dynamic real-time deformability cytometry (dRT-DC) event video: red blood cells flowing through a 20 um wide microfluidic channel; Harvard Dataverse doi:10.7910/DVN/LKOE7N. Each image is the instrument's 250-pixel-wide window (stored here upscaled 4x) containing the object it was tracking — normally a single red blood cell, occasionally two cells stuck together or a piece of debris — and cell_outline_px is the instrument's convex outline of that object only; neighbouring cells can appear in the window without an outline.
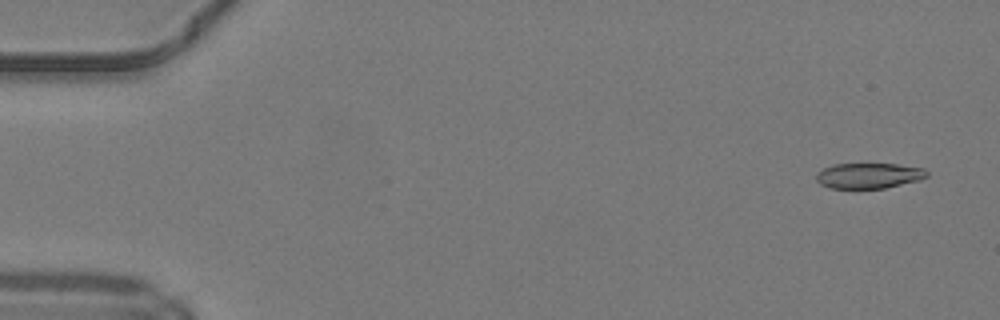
{"species": "common noctule bat (a hibernating species)", "species_latin": "Nyctalus noctula", "temperature_condition": "warm", "stored_images_in_passage": 48, "camera_frame_rate_fps": 3000, "um_per_image_px": 0.085, "animal": {"sex": "male", "body_mass_g": 19.2, "forearm_length_mm": 51.8}, "frame": {"image": 1, "passage_image": 2, "time_ms": 0.333, "image_size_px": [1000, 320], "cell_outline_px": [[928, 176], [920, 180], [884, 188], [828, 188], [820, 184], [816, 180], [816, 172], [832, 164], [896, 164], [924, 168], [928, 172]], "centroid_in_image_um": [73.83, 14.93], "position_along_channel_um": 11.2, "area_um2": 16.47}}
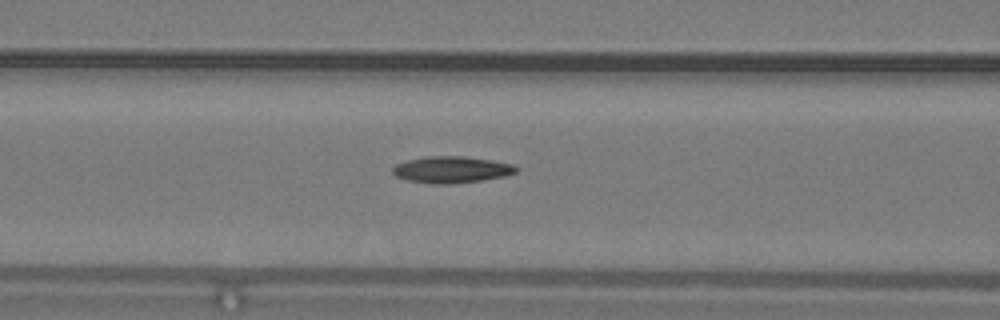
{"frame": {"image": 2, "passage_image": 20, "time_ms": 6.333, "image_size_px": [1000, 320], "cell_outline_px": [[520, 168], [516, 172], [504, 176], [480, 180], [448, 184], [432, 184], [408, 180], [396, 176], [392, 172], [392, 168], [396, 164], [408, 160], [428, 156], [464, 156], [512, 164]], "centroid_in_image_um": [38.36, 14.42], "position_along_channel_um": 128.2, "area_um2": 18.9}}
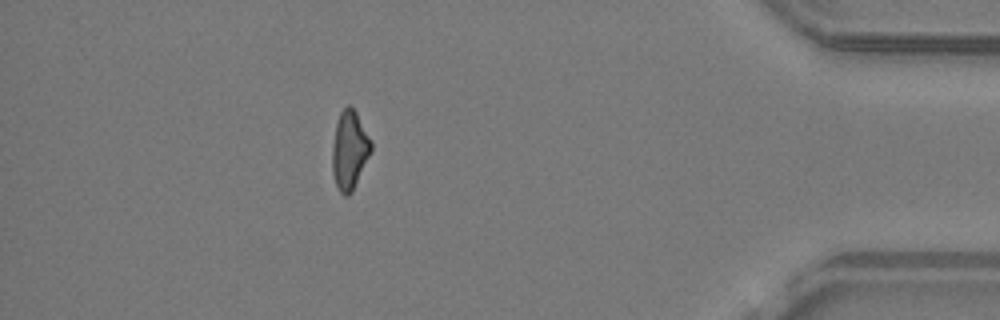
{"frame": {"image": 3, "passage_image": 43, "time_ms": 14.0, "image_size_px": [1000, 320], "cell_outline_px": [[372, 152], [352, 192], [348, 196], [344, 196], [340, 192], [336, 184], [332, 172], [332, 148], [336, 124], [340, 112], [348, 104], [356, 112], [372, 140]], "centroid_in_image_um": [29.72, 12.78], "position_along_channel_um": 405.5, "area_um2": 17.92}, "authors_computed_cell_mechanics": {"area_um2": 18.207, "velocity_mm_per_s": 4.2451, "shape_relaxation_time_tau1_ms": null, "shape_relaxation_time_tau2_ms": 8.6407, "deformation_change_tau1": null, "deformation_change_tau2": 0.2073}}